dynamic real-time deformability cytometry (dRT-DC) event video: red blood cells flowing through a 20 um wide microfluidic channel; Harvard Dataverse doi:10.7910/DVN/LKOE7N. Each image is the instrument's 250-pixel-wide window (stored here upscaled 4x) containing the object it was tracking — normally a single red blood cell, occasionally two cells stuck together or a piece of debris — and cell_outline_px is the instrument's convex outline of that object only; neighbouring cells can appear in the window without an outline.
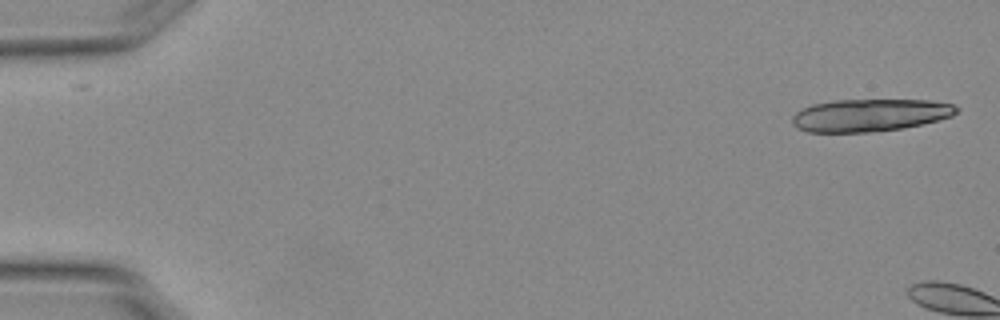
{"species": "Egyptian fruit bat (a non-hibernating species)", "species_latin": "Rousettus aegyptiacus", "temperature_condition": "warm", "stored_images_in_passage": 4, "camera_frame_rate_fps": 3000, "um_per_image_px": 0.085, "animal": {"sex": "female"}, "frame": {"image": 1, "passage_image": 1, "time_ms": 0.0, "image_size_px": [1000, 320], "cell_outline_px": [[960, 108], [952, 116], [904, 128], [868, 132], [808, 132], [796, 128], [792, 124], [792, 116], [796, 112], [812, 104], [832, 100], [928, 100], [956, 104]], "centroid_in_image_um": [73.93, 9.78], "position_along_channel_um": 11.1, "area_um2": 31.15}}